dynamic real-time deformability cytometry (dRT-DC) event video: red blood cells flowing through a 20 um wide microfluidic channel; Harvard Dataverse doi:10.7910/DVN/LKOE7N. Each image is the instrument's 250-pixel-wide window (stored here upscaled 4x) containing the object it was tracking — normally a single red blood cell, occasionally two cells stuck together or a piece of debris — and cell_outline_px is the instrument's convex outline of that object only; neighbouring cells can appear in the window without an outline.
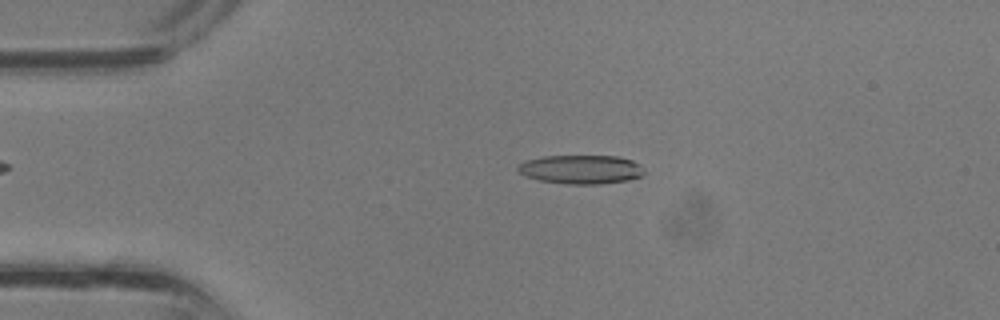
{"species": "common noctule bat (a hibernating species)", "species_latin": "Nyctalus noctula", "temperature_condition": "room temperature", "stored_images_in_passage": 35, "camera_frame_rate_fps": 3000, "um_per_image_px": 0.085, "animal": {"sex": "male", "body_mass_g": 13.3}, "frame": {"image": 1, "passage_image": 7, "time_ms": 2.0, "image_size_px": [1000, 320], "cell_outline_px": [[644, 172], [640, 176], [628, 180], [600, 184], [568, 184], [540, 180], [528, 176], [520, 172], [516, 168], [520, 164], [528, 160], [544, 156], [616, 156], [632, 160], [640, 164], [644, 168]], "centroid_in_image_um": [49.43, 14.4], "position_along_channel_um": 35.6, "area_um2": 21.04}}
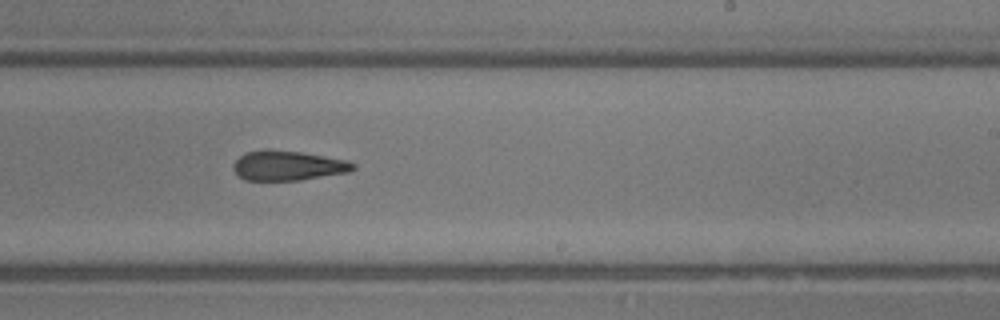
{"frame": {"image": 2, "passage_image": 21, "time_ms": 6.667, "image_size_px": [1000, 320], "cell_outline_px": [[356, 168], [348, 172], [300, 180], [244, 180], [232, 168], [232, 164], [240, 156], [248, 152], [264, 148], [268, 148], [300, 152], [344, 160], [356, 164]], "centroid_in_image_um": [24.43, 14.07], "position_along_channel_um": 264.6, "area_um2": 20.69}}
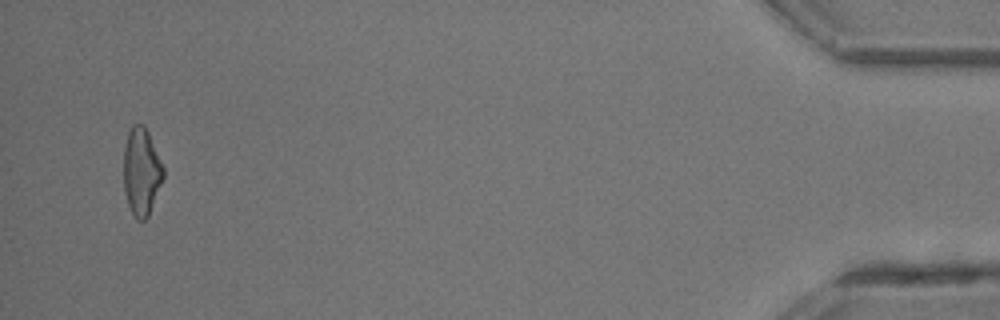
{"frame": {"image": 3, "passage_image": 34, "time_ms": 11.0, "image_size_px": [1000, 320], "cell_outline_px": [[164, 176], [148, 216], [144, 220], [136, 220], [128, 204], [124, 192], [124, 148], [128, 132], [132, 124], [144, 124], [148, 132], [164, 168]], "centroid_in_image_um": [12.01, 14.58], "position_along_channel_um": 423.2, "area_um2": 20.11}}